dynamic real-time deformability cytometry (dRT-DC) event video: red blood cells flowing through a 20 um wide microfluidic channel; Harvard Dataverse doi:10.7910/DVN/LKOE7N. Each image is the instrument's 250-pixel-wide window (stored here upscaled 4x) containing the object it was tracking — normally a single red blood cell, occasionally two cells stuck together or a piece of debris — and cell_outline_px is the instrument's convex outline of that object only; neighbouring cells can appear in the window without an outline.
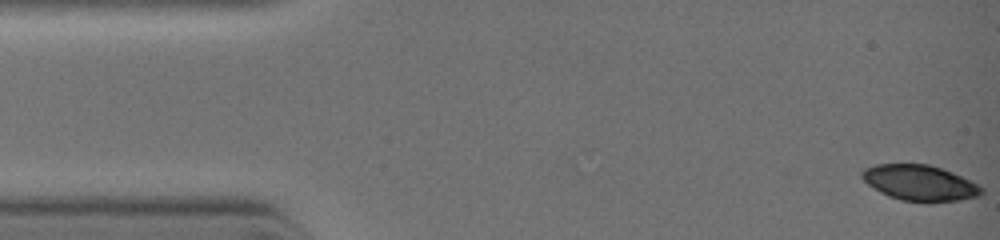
{"species": "common noctule bat (a hibernating species)", "species_latin": "Nyctalus noctula", "temperature_condition": "warm", "stored_images_in_passage": 12, "camera_frame_rate_fps": 3000, "um_per_image_px": 0.085, "animal": {"sex": "female", "body_mass_g": 19.0, "forearm_length_mm": 51.5}, "frame": {"image": 1, "passage_image": 1, "time_ms": 0.0, "image_size_px": [1000, 240], "cell_outline_px": [[984, 192], [980, 196], [960, 200], [900, 200], [888, 196], [880, 192], [868, 184], [860, 176], [860, 172], [864, 168], [876, 164], [928, 164], [952, 172], [984, 188]], "centroid_in_image_um": [78.15, 15.52], "position_along_channel_um": 6.9, "area_um2": 24.33}}